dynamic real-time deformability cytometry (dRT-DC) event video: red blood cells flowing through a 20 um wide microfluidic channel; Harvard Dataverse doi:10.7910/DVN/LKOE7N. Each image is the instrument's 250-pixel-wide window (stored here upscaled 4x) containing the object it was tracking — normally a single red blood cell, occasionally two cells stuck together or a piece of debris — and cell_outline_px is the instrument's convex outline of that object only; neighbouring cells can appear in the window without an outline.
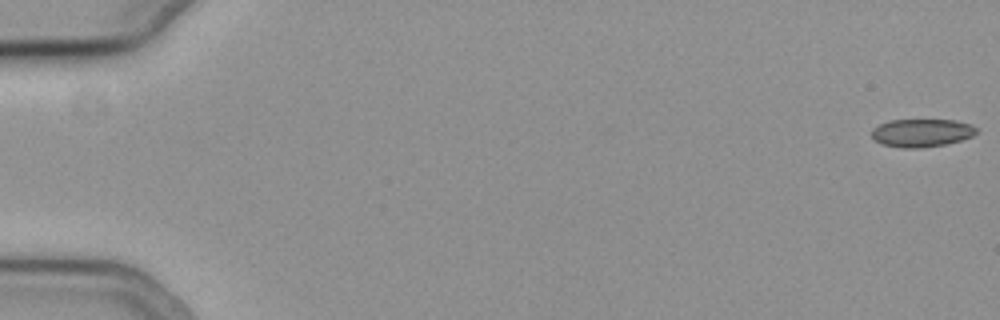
{"species": "common noctule bat (a hibernating species)", "species_latin": "Nyctalus noctula", "temperature_condition": "cold", "stored_images_in_passage": 56, "camera_frame_rate_fps": 3000, "um_per_image_px": 0.085, "animal": {"sex": "female", "body_mass_g": 19.3, "forearm_length_mm": 54.1}, "frame": {"image": 1, "passage_image": 1, "time_ms": 0.0, "image_size_px": [1000, 320], "cell_outline_px": [[976, 132], [972, 136], [960, 140], [944, 144], [920, 148], [904, 148], [880, 144], [872, 140], [872, 128], [888, 120], [952, 120], [968, 124], [976, 128]], "centroid_in_image_um": [78.26, 11.3], "position_along_channel_um": 6.7, "area_um2": 16.99}}
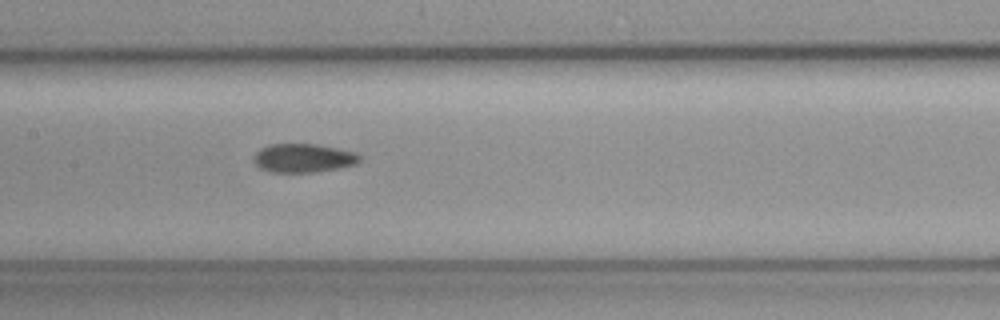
{"frame": {"image": 2, "passage_image": 29, "time_ms": 9.333, "image_size_px": [1000, 320], "cell_outline_px": [[360, 160], [356, 164], [336, 168], [312, 172], [268, 172], [260, 168], [252, 160], [252, 156], [260, 148], [268, 144], [316, 144], [356, 152], [360, 156]], "centroid_in_image_um": [25.73, 13.43], "position_along_channel_um": 181.7, "area_um2": 17.74}}
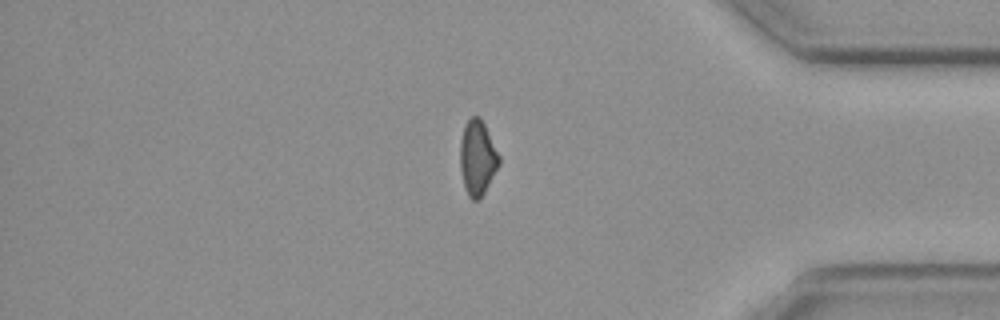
{"frame": {"image": 3, "passage_image": 48, "time_ms": 15.667, "image_size_px": [1000, 320], "cell_outline_px": [[500, 164], [480, 200], [472, 200], [468, 196], [460, 172], [460, 140], [464, 124], [472, 116], [480, 116], [500, 156]], "centroid_in_image_um": [40.57, 13.41], "position_along_channel_um": 394.6, "area_um2": 17.11}}